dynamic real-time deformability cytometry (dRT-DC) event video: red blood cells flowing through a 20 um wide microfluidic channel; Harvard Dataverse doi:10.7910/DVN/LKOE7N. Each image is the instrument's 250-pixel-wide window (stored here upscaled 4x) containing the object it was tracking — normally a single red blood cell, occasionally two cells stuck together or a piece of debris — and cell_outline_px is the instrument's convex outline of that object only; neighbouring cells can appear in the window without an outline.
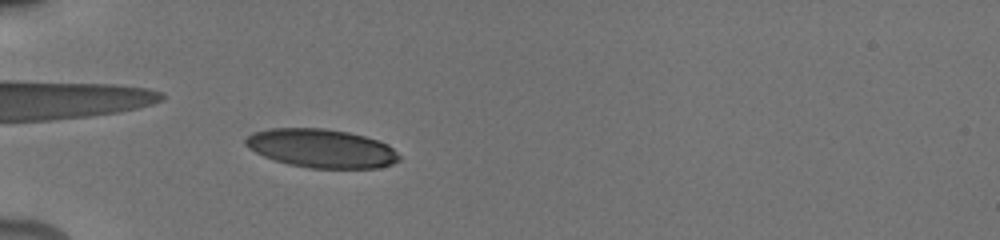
{"species": "human", "species_latin": "Homo sapiens", "temperature_condition": "cold", "stored_images_in_passage": 51, "camera_frame_rate_fps": 3000, "um_per_image_px": 0.085, "donor": {"sex": "male"}, "frame": {"image": 1, "passage_image": 6, "time_ms": 2.0, "image_size_px": [1000, 240], "cell_outline_px": [[400, 160], [392, 164], [380, 168], [308, 168], [288, 164], [264, 156], [248, 148], [244, 144], [244, 140], [252, 132], [272, 128], [324, 128], [348, 132], [364, 136], [388, 144], [400, 156]], "centroid_in_image_um": [27.32, 12.61], "position_along_channel_um": 57.7, "area_um2": 34.62}}
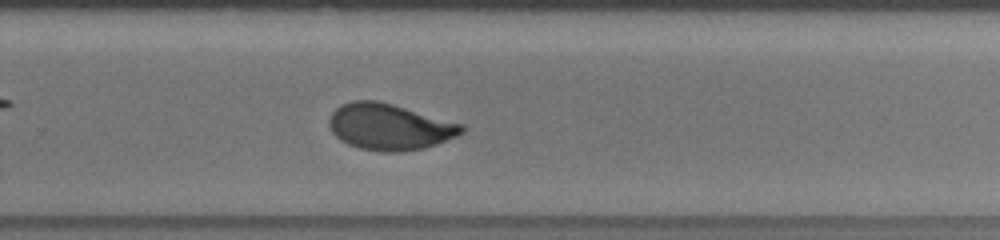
{"frame": {"image": 2, "passage_image": 29, "time_ms": 8.667, "image_size_px": [1000, 240], "cell_outline_px": [[468, 128], [464, 132], [456, 136], [436, 144], [424, 148], [400, 152], [380, 152], [360, 148], [348, 144], [340, 140], [332, 132], [328, 124], [328, 120], [332, 112], [340, 104], [352, 100], [376, 100], [392, 104], [464, 124]], "centroid_in_image_um": [33.1, 10.78], "position_along_channel_um": 296.7, "area_um2": 35.95}}
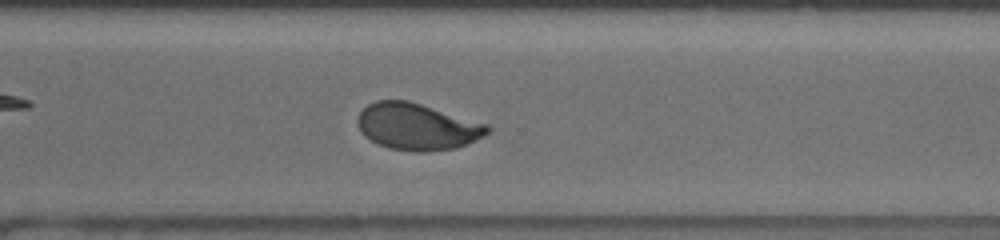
{"frame": {"image": 3, "passage_image": 33, "time_ms": 9.667, "image_size_px": [1000, 240], "cell_outline_px": [[492, 128], [484, 136], [468, 144], [456, 148], [428, 152], [416, 152], [388, 148], [376, 144], [364, 136], [360, 132], [356, 124], [356, 120], [360, 112], [368, 104], [376, 100], [408, 100], [488, 124]], "centroid_in_image_um": [35.44, 10.77], "position_along_channel_um": 335.2, "area_um2": 35.72}, "authors_computed_cell_mechanics": {"area_um2": 35.4892, "velocity_mm_per_s": 3.8341, "shape_relaxation_time_tau1_ms": 4.7337, "shape_relaxation_time_tau2_ms": 0.6787, "deformation_change_tau1": 0.1468, "deformation_change_tau2": 0.0466}}